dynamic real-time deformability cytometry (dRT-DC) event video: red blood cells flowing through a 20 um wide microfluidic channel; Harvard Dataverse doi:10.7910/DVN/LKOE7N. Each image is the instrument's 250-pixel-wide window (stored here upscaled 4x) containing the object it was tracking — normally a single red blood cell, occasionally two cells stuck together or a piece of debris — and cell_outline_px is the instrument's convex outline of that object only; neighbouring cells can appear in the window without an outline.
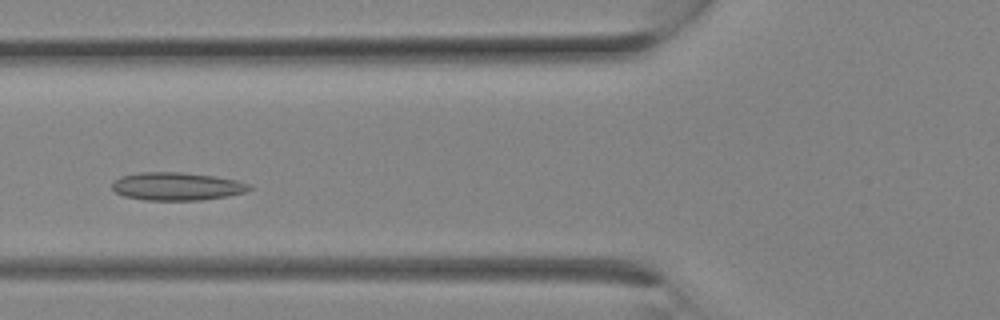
{"species": "Egyptian fruit bat (a non-hibernating species)", "species_latin": "Rousettus aegyptiacus", "temperature_condition": "room temperature", "stored_images_in_passage": 25, "camera_frame_rate_fps": 3000, "um_per_image_px": 0.085, "animal": {"sex": "female"}, "frame": {"image": 1, "passage_image": 8, "time_ms": 2.333, "image_size_px": [1000, 320], "cell_outline_px": [[252, 188], [244, 192], [228, 196], [200, 200], [144, 200], [124, 196], [116, 192], [112, 188], [112, 180], [120, 176], [140, 172], [180, 172], [212, 176], [236, 180], [252, 184]], "centroid_in_image_um": [15.01, 15.84], "position_along_channel_um": 110.8, "area_um2": 22.43}}
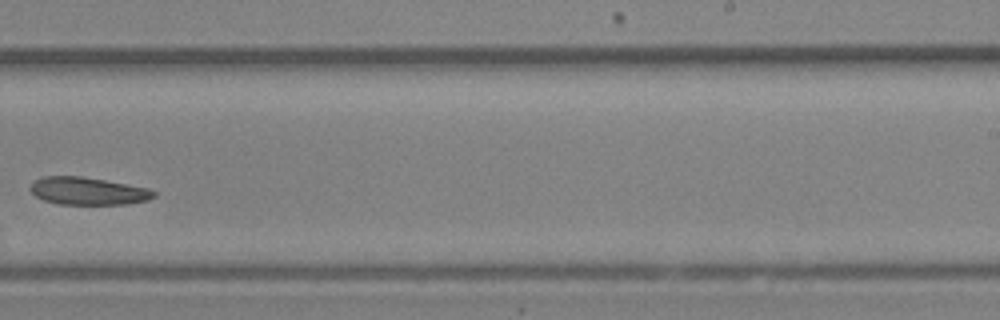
{"frame": {"image": 2, "passage_image": 15, "time_ms": 4.667, "image_size_px": [1000, 320], "cell_outline_px": [[156, 196], [148, 200], [128, 204], [60, 204], [44, 200], [36, 196], [28, 188], [32, 180], [44, 176], [80, 176], [104, 180], [148, 188], [156, 192]], "centroid_in_image_um": [7.45, 16.23], "position_along_channel_um": 281.6, "area_um2": 19.88}}
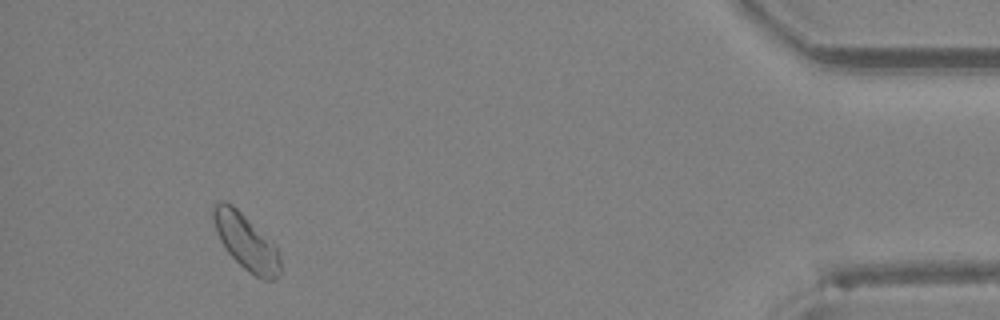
{"frame": {"image": 3, "passage_image": 23, "time_ms": 7.333, "image_size_px": [1000, 320], "cell_outline_px": [[280, 276], [276, 280], [264, 280], [248, 272], [228, 252], [220, 240], [216, 232], [208, 208], [216, 200], [224, 200], [232, 204], [276, 244], [280, 256]], "centroid_in_image_um": [20.88, 20.51], "position_along_channel_um": 414.3, "area_um2": 22.37}}